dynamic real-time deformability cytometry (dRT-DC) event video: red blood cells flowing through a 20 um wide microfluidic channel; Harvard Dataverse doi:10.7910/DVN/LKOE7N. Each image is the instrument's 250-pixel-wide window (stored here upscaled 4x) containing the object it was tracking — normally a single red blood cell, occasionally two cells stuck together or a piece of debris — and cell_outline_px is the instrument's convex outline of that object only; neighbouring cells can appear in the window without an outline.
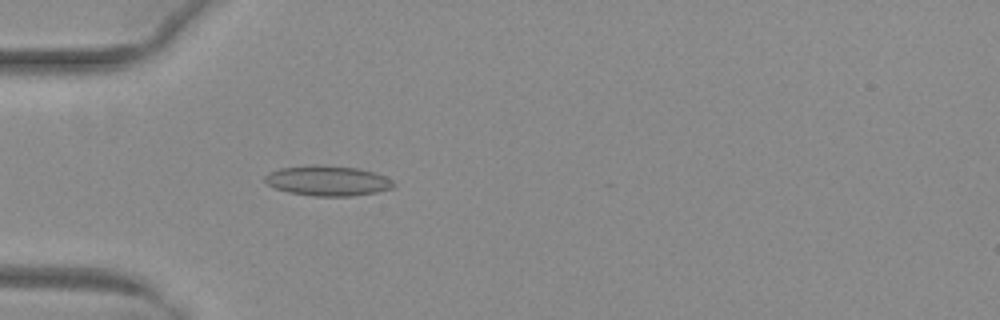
{"species": "common noctule bat (a hibernating species)", "species_latin": "Nyctalus noctula", "temperature_condition": "warm", "stored_images_in_passage": 52, "camera_frame_rate_fps": 3000, "um_per_image_px": 0.085, "animal": {"sex": "female", "body_mass_g": 29.2, "forearm_length_mm": 56.3}, "frame": {"image": 1, "passage_image": 17, "time_ms": 5.333, "image_size_px": [1000, 320], "cell_outline_px": [[396, 184], [392, 188], [376, 192], [352, 196], [312, 196], [288, 192], [276, 188], [268, 184], [264, 180], [264, 176], [268, 172], [280, 168], [312, 164], [320, 164], [360, 168], [384, 176], [392, 180]], "centroid_in_image_um": [27.83, 15.35], "position_along_channel_um": 57.2, "area_um2": 22.77}}
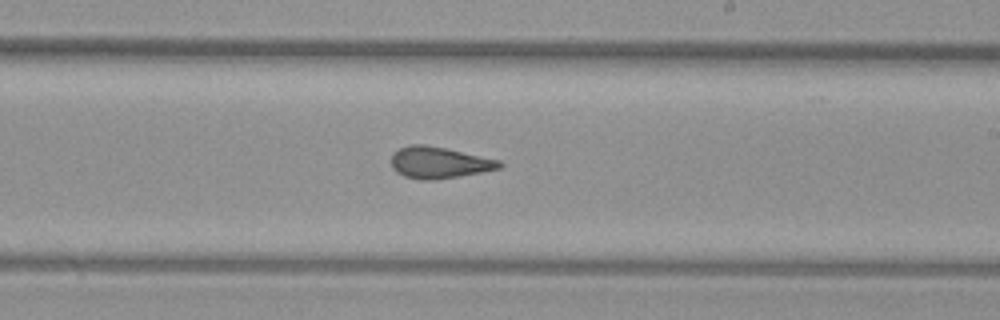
{"frame": {"image": 2, "passage_image": 32, "time_ms": 10.333, "image_size_px": [1000, 320], "cell_outline_px": [[504, 164], [500, 168], [460, 176], [432, 180], [420, 180], [404, 176], [396, 172], [392, 168], [392, 152], [400, 148], [412, 144], [424, 144], [444, 148], [500, 160]], "centroid_in_image_um": [37.3, 13.82], "position_along_channel_um": 251.7, "area_um2": 19.77}}
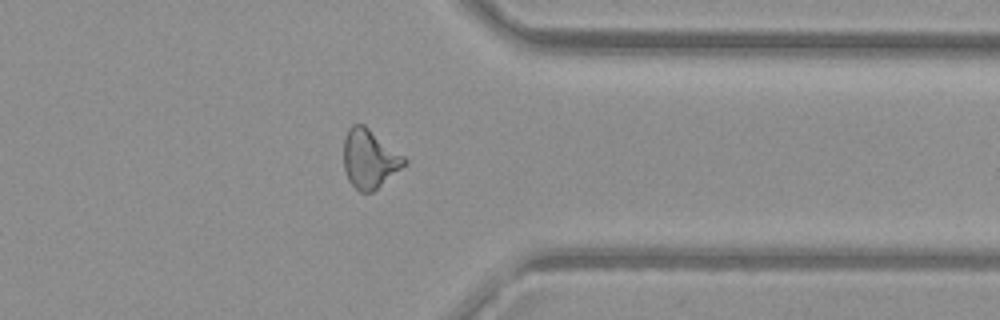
{"frame": {"image": 3, "passage_image": 42, "time_ms": 13.667, "image_size_px": [1000, 320], "cell_outline_px": [[408, 164], [372, 192], [360, 192], [348, 180], [344, 168], [344, 140], [348, 128], [352, 124], [364, 124], [404, 156], [408, 160]], "centroid_in_image_um": [31.42, 13.5], "position_along_channel_um": 380.0, "area_um2": 20.81}, "authors_computed_cell_mechanics": {"area_um2": 20.6057, "velocity_mm_per_s": 4.0299, "shape_relaxation_time_tau1_ms": null, "shape_relaxation_time_tau2_ms": 1.9131, "deformation_change_tau1": null, "deformation_change_tau2": 0.1008}}